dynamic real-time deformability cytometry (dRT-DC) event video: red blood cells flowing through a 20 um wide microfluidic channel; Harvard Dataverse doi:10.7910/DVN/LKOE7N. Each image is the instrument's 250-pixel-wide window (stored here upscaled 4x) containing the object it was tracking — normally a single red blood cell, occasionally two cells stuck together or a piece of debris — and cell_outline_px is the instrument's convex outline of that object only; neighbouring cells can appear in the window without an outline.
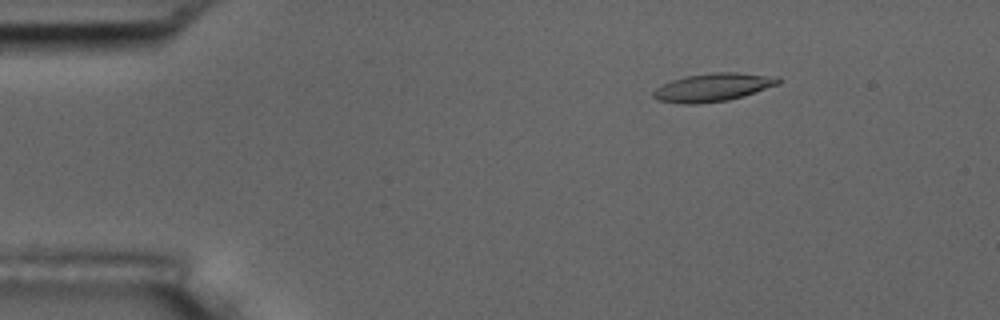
{"species": "common noctule bat (a hibernating species)", "species_latin": "Nyctalus noctula", "temperature_condition": "room temperature", "stored_images_in_passage": 48, "camera_frame_rate_fps": 3000, "um_per_image_px": 0.085, "animal": {"sex": "male", "body_mass_g": 17.5, "forearm_length_mm": 52.3}, "frame": {"image": 1, "passage_image": 1, "time_ms": 0.0, "image_size_px": [1000, 320], "cell_outline_px": [[780, 84], [744, 96], [728, 100], [696, 104], [680, 104], [656, 100], [652, 96], [652, 92], [656, 88], [672, 80], [688, 76], [716, 72], [736, 72], [780, 76]], "centroid_in_image_um": [60.63, 7.43], "position_along_channel_um": 24.4, "area_um2": 20.63}}
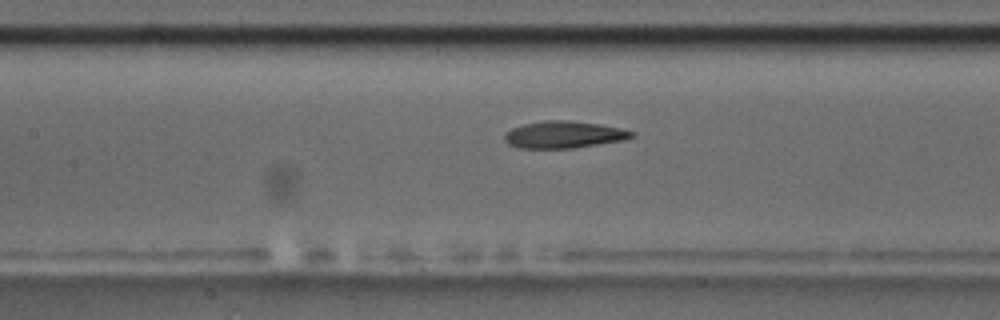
{"frame": {"image": 2, "passage_image": 18, "time_ms": 5.667, "image_size_px": [1000, 320], "cell_outline_px": [[636, 136], [624, 140], [600, 144], [572, 148], [520, 148], [508, 144], [504, 140], [504, 132], [512, 128], [524, 124], [544, 120], [568, 120], [600, 124], [620, 128], [636, 132]], "centroid_in_image_um": [47.94, 11.44], "position_along_channel_um": 159.5, "area_um2": 20.17}}
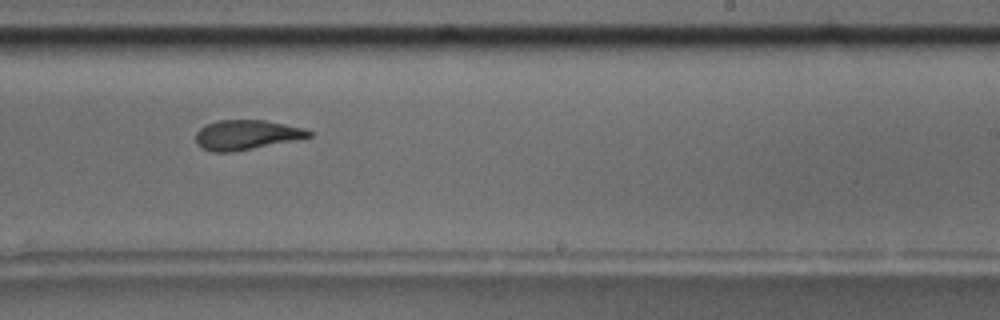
{"frame": {"image": 3, "passage_image": 27, "time_ms": 8.667, "image_size_px": [1000, 320], "cell_outline_px": [[312, 136], [296, 140], [232, 152], [212, 152], [200, 148], [196, 144], [196, 132], [204, 124], [216, 120], [264, 120], [304, 128], [312, 132]], "centroid_in_image_um": [20.9, 11.46], "position_along_channel_um": 268.1, "area_um2": 19.71}, "authors_computed_cell_mechanics": {"area_um2": 20.5479, "velocity_mm_per_s": 3.6324, "shape_relaxation_time_tau1_ms": 5.6029, "shape_relaxation_time_tau2_ms": 2.5721, "deformation_change_tau1": 0.2198, "deformation_change_tau2": 0.0978}}